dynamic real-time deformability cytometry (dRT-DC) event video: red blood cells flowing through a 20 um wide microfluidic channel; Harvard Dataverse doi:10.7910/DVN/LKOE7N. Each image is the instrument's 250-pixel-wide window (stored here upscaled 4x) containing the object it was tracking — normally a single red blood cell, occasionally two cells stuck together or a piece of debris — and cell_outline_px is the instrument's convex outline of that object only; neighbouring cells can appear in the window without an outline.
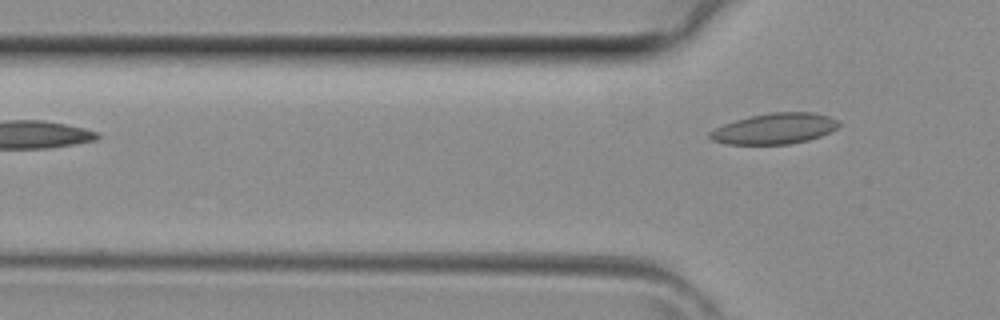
{"species": "common noctule bat (a hibernating species)", "species_latin": "Nyctalus noctula", "temperature_condition": "room temperature", "stored_images_in_passage": 4, "camera_frame_rate_fps": 3000, "um_per_image_px": 0.085, "animal": {"sex": "female", "body_mass_g": 29.2, "forearm_length_mm": 56.3}, "frame": {"image": 1, "passage_image": 4, "time_ms": 1.0, "image_size_px": [1000, 320], "cell_outline_px": [[840, 124], [836, 128], [820, 136], [808, 140], [788, 144], [728, 144], [712, 140], [708, 136], [708, 132], [724, 124], [736, 120], [752, 116], [772, 112], [812, 112], [828, 116], [836, 120]], "centroid_in_image_um": [65.82, 10.93], "position_along_channel_um": 60.0, "area_um2": 22.83}}